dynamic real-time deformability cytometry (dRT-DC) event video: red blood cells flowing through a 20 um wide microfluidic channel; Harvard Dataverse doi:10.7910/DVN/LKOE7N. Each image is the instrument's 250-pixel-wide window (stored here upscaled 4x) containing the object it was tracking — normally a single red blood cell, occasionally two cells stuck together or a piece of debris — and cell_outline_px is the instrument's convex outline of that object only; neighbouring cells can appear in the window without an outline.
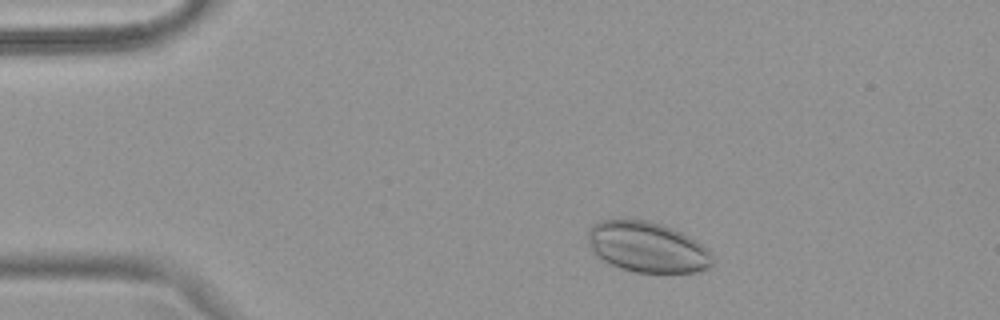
{"species": "common noctule bat (a hibernating species)", "species_latin": "Nyctalus noctula", "temperature_condition": "warm", "stored_images_in_passage": 47, "camera_frame_rate_fps": 3000, "um_per_image_px": 0.085, "animal": {"sex": "female", "body_mass_g": 18.4}, "frame": {"image": 1, "passage_image": 5, "time_ms": 1.333, "image_size_px": [1000, 320], "cell_outline_px": [[712, 264], [708, 268], [696, 272], [636, 272], [620, 268], [608, 264], [600, 260], [592, 252], [588, 244], [588, 228], [592, 224], [600, 220], [648, 220], [672, 228], [696, 240], [708, 248], [712, 252]], "centroid_in_image_um": [54.98, 21.01], "position_along_channel_um": 30.0, "area_um2": 36.93}}
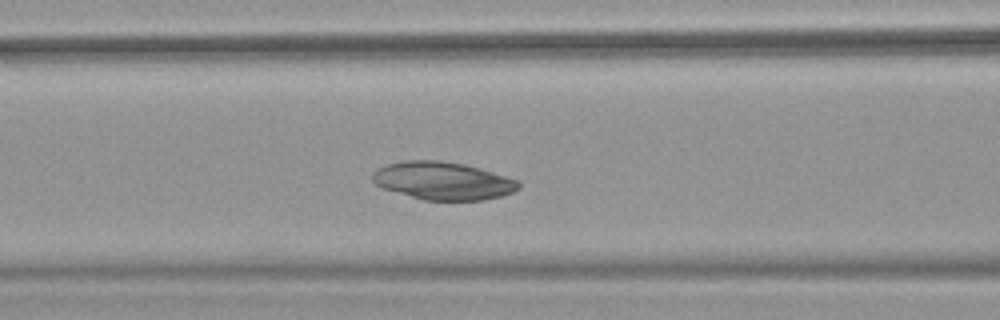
{"frame": {"image": 2, "passage_image": 17, "time_ms": 5.333, "image_size_px": [1000, 320], "cell_outline_px": [[520, 188], [512, 192], [500, 196], [484, 200], [424, 200], [384, 188], [376, 184], [372, 180], [372, 172], [376, 168], [388, 164], [404, 160], [440, 160], [464, 164], [480, 168], [520, 180]], "centroid_in_image_um": [37.66, 15.35], "position_along_channel_um": 128.9, "area_um2": 32.25}}
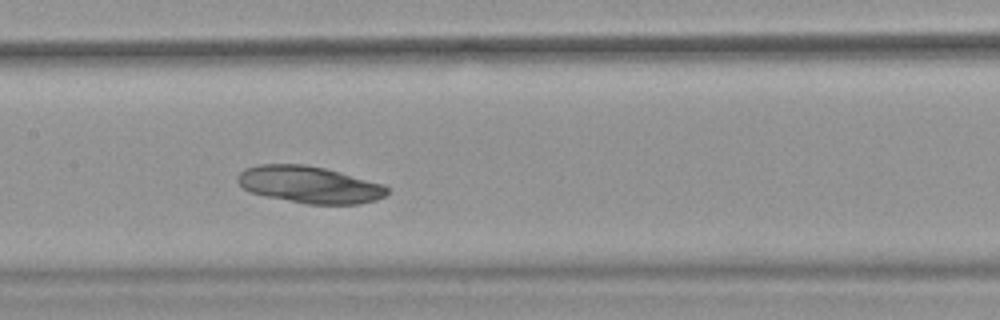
{"frame": {"image": 3, "passage_image": 21, "time_ms": 6.667, "image_size_px": [1000, 320], "cell_outline_px": [[388, 192], [384, 196], [376, 200], [360, 204], [308, 204], [264, 196], [252, 192], [244, 188], [236, 180], [236, 176], [244, 168], [260, 164], [304, 164], [324, 168], [384, 184], [388, 188]], "centroid_in_image_um": [26.29, 15.69], "position_along_channel_um": 181.1, "area_um2": 32.14}}